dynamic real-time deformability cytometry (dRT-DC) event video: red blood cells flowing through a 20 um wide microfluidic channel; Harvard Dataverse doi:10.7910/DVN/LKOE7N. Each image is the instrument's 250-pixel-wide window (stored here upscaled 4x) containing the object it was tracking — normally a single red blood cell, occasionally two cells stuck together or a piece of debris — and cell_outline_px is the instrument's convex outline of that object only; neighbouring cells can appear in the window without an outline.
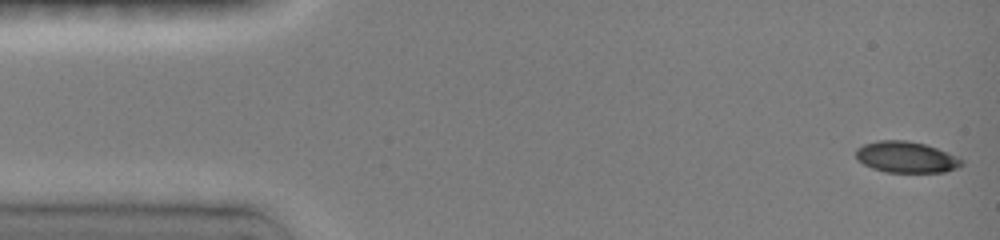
{"species": "common noctule bat (a hibernating species)", "species_latin": "Nyctalus noctula", "temperature_condition": "room temperature", "stored_images_in_passage": 59, "camera_frame_rate_fps": 3000, "um_per_image_px": 0.085, "animal": {"sex": "female", "body_mass_g": 19.0, "forearm_length_mm": 51.5}, "frame": {"image": 1, "passage_image": 1, "time_ms": 0.0, "image_size_px": [1000, 240], "cell_outline_px": [[964, 164], [956, 168], [944, 172], [884, 172], [872, 168], [856, 160], [856, 148], [864, 144], [876, 140], [904, 140], [924, 144], [948, 152], [964, 160]], "centroid_in_image_um": [77.01, 13.36], "position_along_channel_um": 8.0, "area_um2": 19.31}}
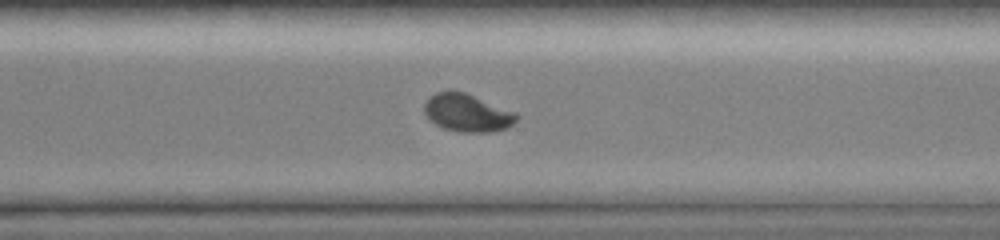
{"frame": {"image": 2, "passage_image": 45, "time_ms": 11.0, "image_size_px": [1000, 240], "cell_outline_px": [[520, 116], [508, 128], [488, 132], [460, 132], [444, 128], [436, 124], [424, 112], [424, 104], [436, 92], [464, 92], [516, 112]], "centroid_in_image_um": [39.76, 9.61], "position_along_channel_um": 330.8, "area_um2": 19.88}}
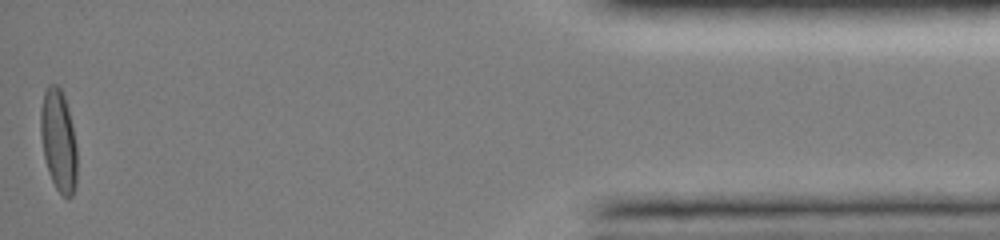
{"frame": {"image": 3, "passage_image": 58, "time_ms": 15.333, "image_size_px": [1000, 240], "cell_outline_px": [[76, 184], [72, 196], [68, 200], [56, 188], [48, 172], [44, 156], [40, 132], [40, 108], [44, 92], [48, 84], [56, 84], [60, 88], [64, 96], [68, 108], [76, 144]], "centroid_in_image_um": [4.96, 11.94], "position_along_channel_um": 430.2, "area_um2": 21.68}, "authors_computed_cell_mechanics": {"area_um2": 20.7502, "velocity_mm_per_s": 4.0121, "shape_relaxation_time_tau1_ms": 3.5172, "shape_relaxation_time_tau2_ms": null, "deformation_change_tau1": 0.165, "deformation_change_tau2": null}}